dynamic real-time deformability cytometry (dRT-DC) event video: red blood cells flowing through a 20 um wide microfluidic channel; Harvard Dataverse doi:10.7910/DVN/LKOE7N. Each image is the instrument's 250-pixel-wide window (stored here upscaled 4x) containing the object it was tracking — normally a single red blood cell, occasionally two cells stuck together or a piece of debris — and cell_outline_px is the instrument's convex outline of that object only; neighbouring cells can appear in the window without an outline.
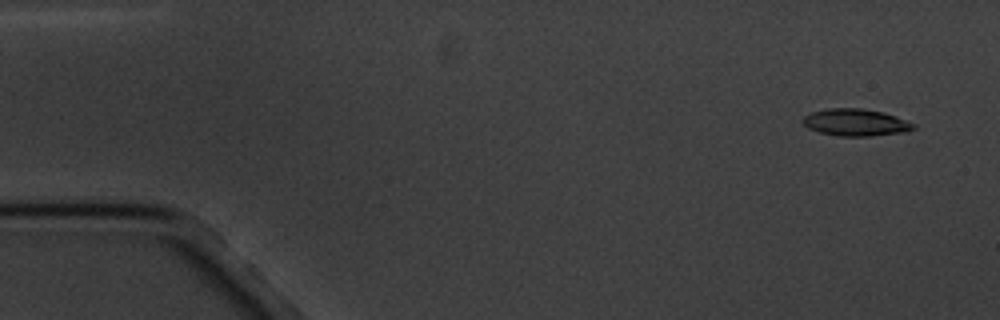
{"species": "common noctule bat (a hibernating species)", "species_latin": "Nyctalus noctula", "temperature_condition": "cold", "stored_images_in_passage": 6, "camera_frame_rate_fps": 3000, "um_per_image_px": 0.085, "animal": {"sex": "male", "body_mass_g": 20.1, "forearm_length_mm": 53.5}, "frame": {"image": 1, "passage_image": 1, "time_ms": 0.0, "image_size_px": [1000, 320], "cell_outline_px": [[916, 128], [908, 132], [868, 136], [836, 136], [820, 132], [808, 128], [800, 120], [804, 116], [812, 112], [828, 108], [860, 108], [884, 112], [896, 116], [916, 124]], "centroid_in_image_um": [72.75, 10.41], "position_along_channel_um": 12.2, "area_um2": 17.63}}
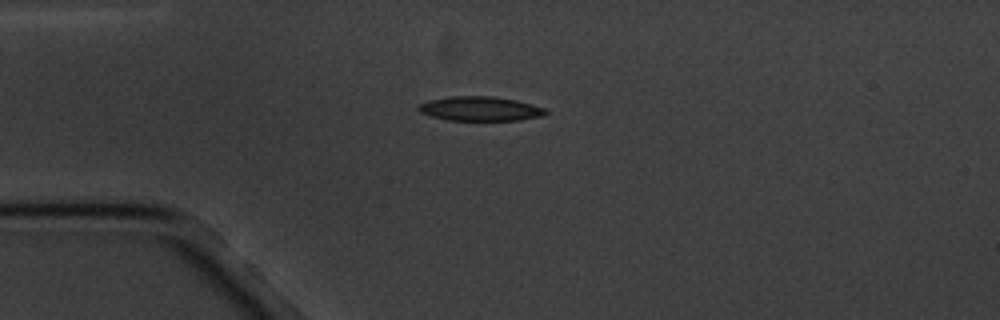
{"frame": {"image": 2, "passage_image": 4, "time_ms": 3.667, "image_size_px": [1000, 320], "cell_outline_px": [[548, 112], [544, 116], [516, 120], [448, 120], [432, 116], [420, 112], [416, 108], [420, 104], [428, 100], [452, 96], [492, 96], [516, 100], [544, 108]], "centroid_in_image_um": [40.8, 9.24], "position_along_channel_um": 44.2, "area_um2": 17.92}}
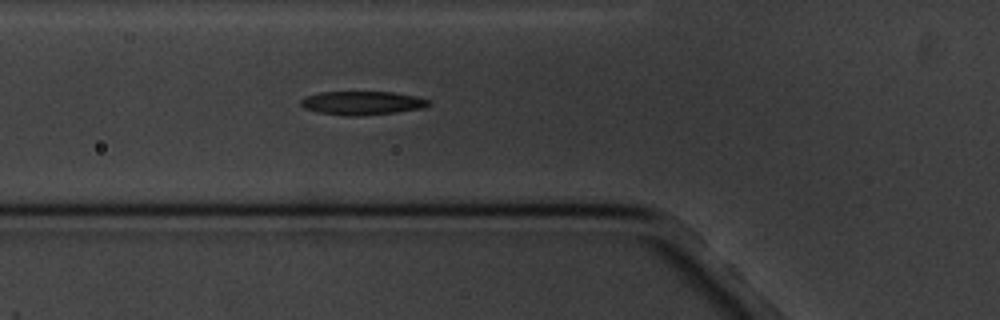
{"frame": {"image": 3, "passage_image": 6, "time_ms": 5.667, "image_size_px": [1000, 320], "cell_outline_px": [[432, 104], [424, 108], [396, 112], [356, 116], [348, 116], [320, 112], [304, 108], [300, 104], [300, 100], [304, 96], [320, 92], [396, 92], [416, 96], [432, 100]], "centroid_in_image_um": [30.83, 8.74], "position_along_channel_um": 95.0, "area_um2": 17.74}}